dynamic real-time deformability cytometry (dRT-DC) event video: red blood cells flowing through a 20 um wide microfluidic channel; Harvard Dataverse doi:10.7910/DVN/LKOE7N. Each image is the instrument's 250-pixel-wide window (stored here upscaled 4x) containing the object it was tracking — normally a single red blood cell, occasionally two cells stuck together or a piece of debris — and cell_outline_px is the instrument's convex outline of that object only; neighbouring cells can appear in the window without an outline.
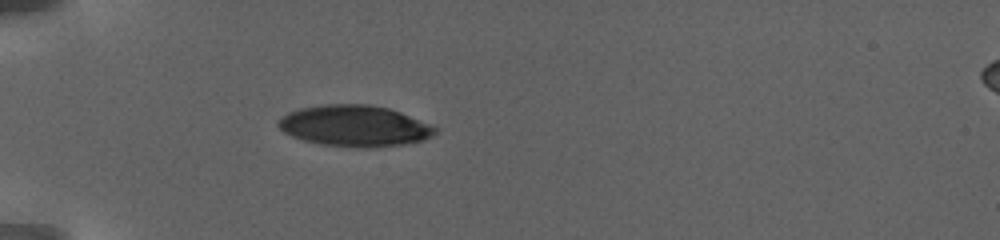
{"species": "human", "species_latin": "Homo sapiens", "temperature_condition": "warm", "stored_images_in_passage": 34, "camera_frame_rate_fps": 3000, "um_per_image_px": 0.085, "donor": {"sex": "female"}, "frame": {"image": 1, "passage_image": 1, "time_ms": 0.0, "image_size_px": [1000, 240], "cell_outline_px": [[436, 132], [432, 136], [424, 140], [400, 144], [368, 148], [320, 144], [304, 140], [292, 136], [284, 132], [276, 124], [280, 116], [288, 112], [300, 108], [324, 104], [368, 104], [388, 108], [400, 112], [428, 124], [436, 128]], "centroid_in_image_um": [30.09, 10.69], "position_along_channel_um": 54.9, "area_um2": 37.34}}
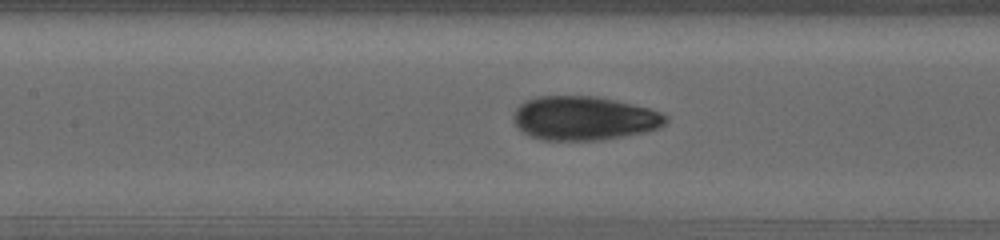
{"frame": {"image": 2, "passage_image": 10, "time_ms": 4.333, "image_size_px": [1000, 240], "cell_outline_px": [[668, 120], [660, 128], [644, 132], [600, 140], [544, 140], [528, 136], [512, 120], [512, 116], [516, 108], [524, 100], [536, 96], [596, 96], [632, 104], [648, 108], [660, 112], [668, 116]], "centroid_in_image_um": [49.62, 10.04], "position_along_channel_um": 157.8, "area_um2": 39.07}}
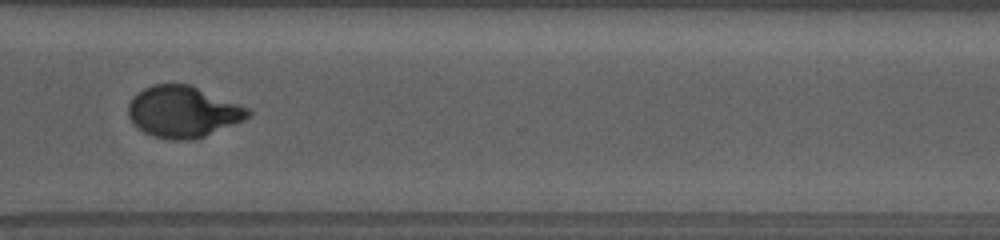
{"frame": {"image": 3, "passage_image": 27, "time_ms": 11.333, "image_size_px": [1000, 240], "cell_outline_px": [[252, 112], [244, 120], [204, 136], [192, 140], [172, 140], [156, 136], [144, 132], [128, 116], [128, 104], [132, 96], [136, 92], [152, 84], [188, 84], [248, 108]], "centroid_in_image_um": [15.52, 9.49], "position_along_channel_um": 355.1, "area_um2": 35.37}, "authors_computed_cell_mechanics": {"area_um2": 37.9746, "velocity_mm_per_s": 2.825, "shape_relaxation_time_tau1_ms": 7.813, "shape_relaxation_time_tau2_ms": null, "deformation_change_tau1": 0.243, "deformation_change_tau2": null}}